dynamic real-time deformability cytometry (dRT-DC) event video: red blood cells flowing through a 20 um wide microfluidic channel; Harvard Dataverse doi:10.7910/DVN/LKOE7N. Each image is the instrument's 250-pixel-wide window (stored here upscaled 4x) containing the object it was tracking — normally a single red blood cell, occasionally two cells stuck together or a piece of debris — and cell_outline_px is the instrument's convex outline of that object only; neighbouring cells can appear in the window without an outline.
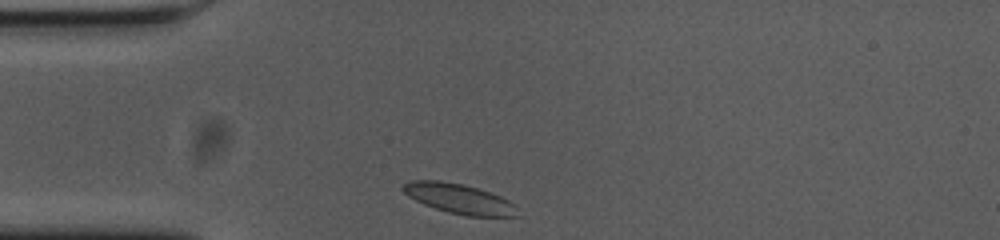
{"species": "common noctule bat (a hibernating species)", "species_latin": "Nyctalus noctula", "temperature_condition": "cold", "stored_images_in_passage": 31, "camera_frame_rate_fps": 3000, "um_per_image_px": 0.085, "animal": {"sex": "female", "body_mass_g": 23.0, "forearm_length_mm": 53.4}, "frame": {"image": 1, "passage_image": 1, "time_ms": 0.0, "image_size_px": [1000, 240], "cell_outline_px": [[516, 216], [468, 216], [448, 212], [424, 204], [408, 196], [400, 188], [408, 180], [436, 180], [460, 184], [476, 188], [500, 196], [508, 200], [512, 204]], "centroid_in_image_um": [38.93, 16.87], "position_along_channel_um": 46.1, "area_um2": 19.36}}
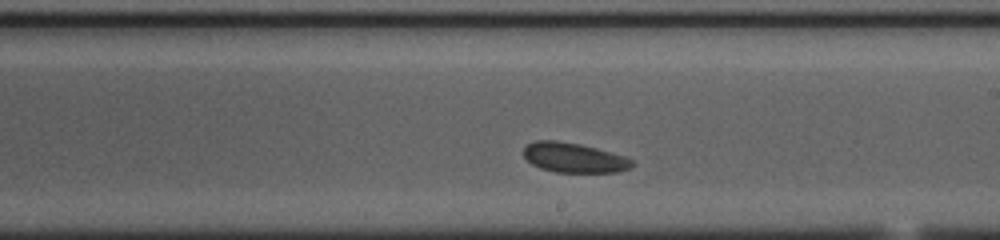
{"frame": {"image": 2, "passage_image": 19, "time_ms": 6.0, "image_size_px": [1000, 240], "cell_outline_px": [[636, 164], [632, 168], [620, 172], [556, 172], [540, 168], [532, 164], [524, 156], [524, 148], [528, 144], [536, 140], [556, 140], [580, 144], [596, 148], [624, 156], [632, 160]], "centroid_in_image_um": [48.82, 13.41], "position_along_channel_um": 240.2, "area_um2": 18.84}}
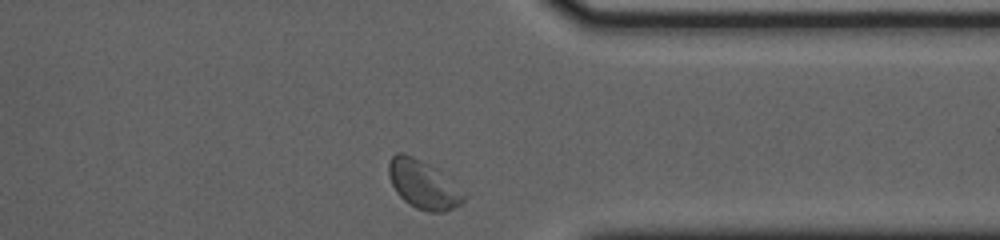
{"frame": {"image": 3, "passage_image": 31, "time_ms": 10.0, "image_size_px": [1000, 240], "cell_outline_px": [[464, 200], [460, 204], [444, 212], [428, 212], [416, 208], [408, 204], [396, 192], [388, 176], [388, 164], [392, 156], [396, 152], [404, 152], [436, 168], [464, 196]], "centroid_in_image_um": [35.88, 15.68], "position_along_channel_um": 375.5, "area_um2": 20.63}, "authors_computed_cell_mechanics": {"area_um2": 19.363, "velocity_mm_per_s": 3.5241, "shape_relaxation_time_tau1_ms": 6.5811, "shape_relaxation_time_tau2_ms": 3.0976, "deformation_change_tau1": 0.0555, "deformation_change_tau2": 0.0618}}